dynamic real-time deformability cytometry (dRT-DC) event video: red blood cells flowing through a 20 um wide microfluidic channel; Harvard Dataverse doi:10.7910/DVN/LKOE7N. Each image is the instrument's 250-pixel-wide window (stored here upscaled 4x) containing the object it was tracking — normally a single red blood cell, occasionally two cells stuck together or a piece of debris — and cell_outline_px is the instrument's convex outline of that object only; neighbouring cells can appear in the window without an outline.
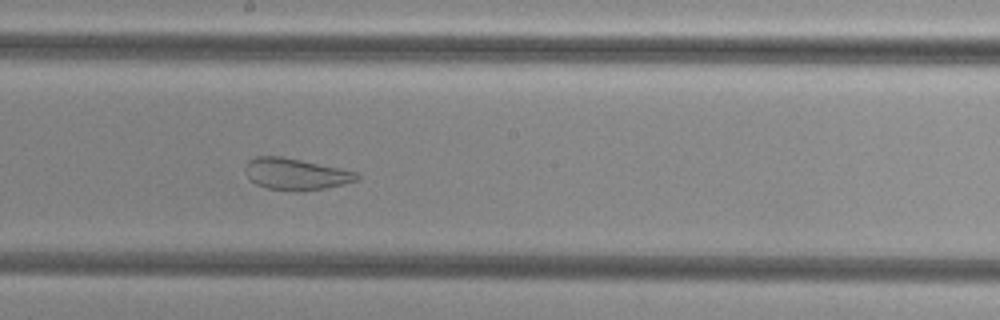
{"species": "common noctule bat (a hibernating species)", "species_latin": "Nyctalus noctula", "temperature_condition": "cold", "stored_images_in_passage": 47, "camera_frame_rate_fps": 3000, "um_per_image_px": 0.085, "animal": {"sex": "female", "body_mass_g": 29.2, "forearm_length_mm": 56.3}, "frame": {"image": 1, "passage_image": 24, "time_ms": 7.667, "image_size_px": [1000, 320], "cell_outline_px": [[360, 176], [356, 180], [344, 184], [328, 188], [296, 192], [268, 188], [256, 184], [244, 172], [244, 164], [248, 160], [256, 156], [280, 156], [360, 172]], "centroid_in_image_um": [25.14, 14.8], "position_along_channel_um": 223.1, "area_um2": 20.69}}
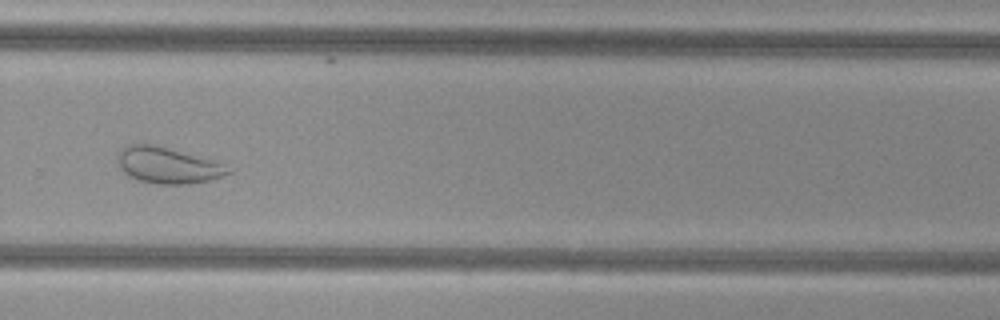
{"frame": {"image": 2, "passage_image": 31, "time_ms": 10.0, "image_size_px": [1000, 320], "cell_outline_px": [[232, 172], [212, 180], [188, 184], [160, 184], [140, 180], [124, 172], [120, 168], [116, 156], [128, 144], [152, 144], [168, 148], [224, 164]], "centroid_in_image_um": [14.25, 14.06], "position_along_channel_um": 315.5, "area_um2": 22.77}}
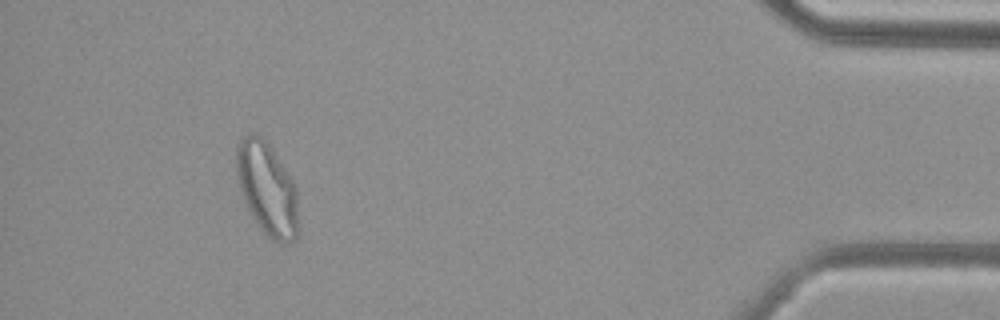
{"frame": {"image": 3, "passage_image": 43, "time_ms": 14.0, "image_size_px": [1000, 320], "cell_outline_px": [[300, 236], [288, 244], [280, 244], [272, 240], [256, 224], [248, 212], [240, 192], [236, 172], [236, 148], [240, 140], [248, 132], [256, 132], [272, 148], [292, 180], [296, 188], [300, 232]], "centroid_in_image_um": [22.71, 16.11], "position_along_channel_um": 412.5, "area_um2": 34.33}}